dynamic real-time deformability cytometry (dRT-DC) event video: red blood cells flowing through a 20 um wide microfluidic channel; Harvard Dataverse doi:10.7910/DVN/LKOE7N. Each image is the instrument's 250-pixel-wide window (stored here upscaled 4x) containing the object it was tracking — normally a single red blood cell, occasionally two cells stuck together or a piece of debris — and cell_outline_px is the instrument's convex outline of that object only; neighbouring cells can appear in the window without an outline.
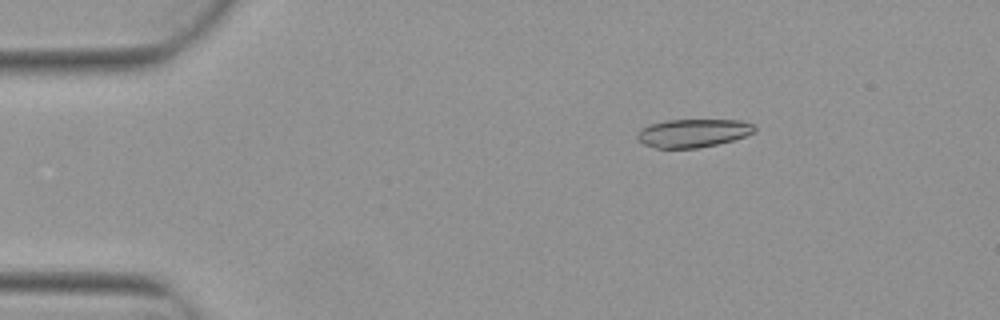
{"species": "Egyptian fruit bat (a non-hibernating species)", "species_latin": "Rousettus aegyptiacus", "temperature_condition": "warm", "stored_images_in_passage": 5, "camera_frame_rate_fps": 3000, "um_per_image_px": 0.085, "animal": {"sex": "female"}, "frame": {"image": 1, "passage_image": 3, "time_ms": 0.667, "image_size_px": [1000, 320], "cell_outline_px": [[756, 132], [732, 140], [716, 144], [696, 148], [656, 148], [644, 144], [636, 136], [636, 132], [640, 128], [648, 124], [668, 120], [744, 120], [752, 124], [756, 128]], "centroid_in_image_um": [58.89, 11.3], "position_along_channel_um": 26.1, "area_um2": 19.36}}